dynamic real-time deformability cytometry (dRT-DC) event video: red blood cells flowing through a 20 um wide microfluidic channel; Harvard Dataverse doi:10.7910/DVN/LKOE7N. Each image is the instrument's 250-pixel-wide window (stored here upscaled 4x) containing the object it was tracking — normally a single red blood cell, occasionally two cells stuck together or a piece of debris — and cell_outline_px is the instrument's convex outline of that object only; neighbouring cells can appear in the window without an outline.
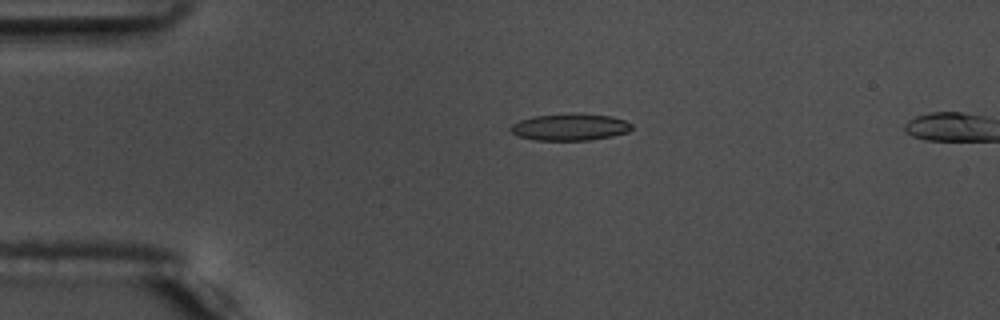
{"species": "common noctule bat (a hibernating species)", "species_latin": "Nyctalus noctula", "temperature_condition": "warm", "stored_images_in_passage": 56, "camera_frame_rate_fps": 3000, "um_per_image_px": 0.085, "animal": {"sex": "male", "body_mass_g": 17.5, "forearm_length_mm": 52.3}, "frame": {"image": 1, "passage_image": 12, "time_ms": 3.667, "image_size_px": [1000, 320], "cell_outline_px": [[632, 128], [628, 132], [612, 136], [588, 140], [536, 140], [520, 136], [512, 132], [508, 128], [512, 124], [520, 120], [536, 116], [572, 112], [576, 112], [612, 116], [624, 120], [632, 124]], "centroid_in_image_um": [48.47, 10.78], "position_along_channel_um": 36.5, "area_um2": 19.07}}
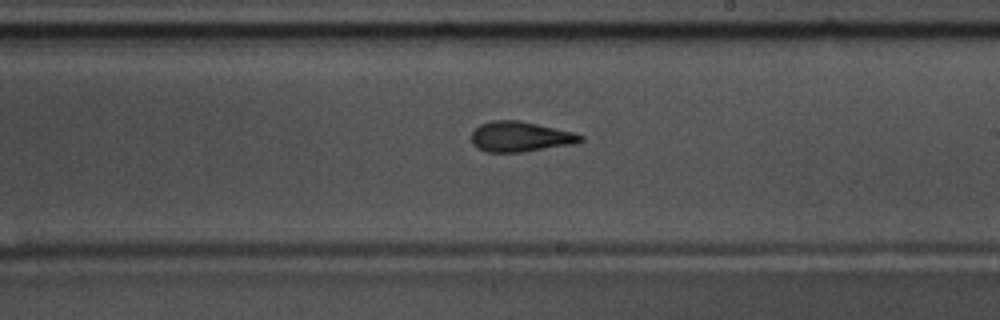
{"frame": {"image": 2, "passage_image": 32, "time_ms": 10.333, "image_size_px": [1000, 320], "cell_outline_px": [[584, 140], [572, 144], [524, 152], [488, 152], [472, 144], [472, 132], [480, 124], [492, 120], [520, 120], [572, 132], [584, 136]], "centroid_in_image_um": [44.22, 11.61], "position_along_channel_um": 244.8, "area_um2": 19.07}}
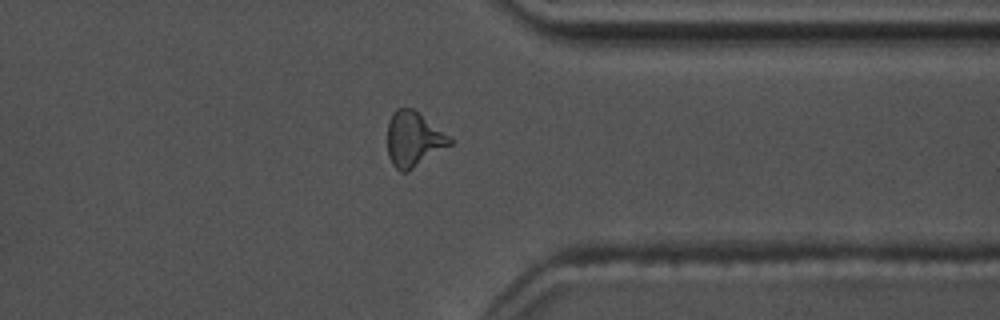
{"frame": {"image": 3, "passage_image": 43, "time_ms": 14.0, "image_size_px": [1000, 320], "cell_outline_px": [[452, 144], [408, 172], [400, 172], [392, 164], [388, 156], [388, 120], [392, 112], [396, 108], [412, 108], [448, 136], [452, 140]], "centroid_in_image_um": [35.11, 11.85], "position_along_channel_um": 376.3, "area_um2": 19.77}, "authors_computed_cell_mechanics": {"area_um2": 18.8139, "velocity_mm_per_s": 3.6978, "shape_relaxation_time_tau1_ms": 4.6854, "shape_relaxation_time_tau2_ms": 2.4538, "deformation_change_tau1": 0.1647, "deformation_change_tau2": 0.1231}}